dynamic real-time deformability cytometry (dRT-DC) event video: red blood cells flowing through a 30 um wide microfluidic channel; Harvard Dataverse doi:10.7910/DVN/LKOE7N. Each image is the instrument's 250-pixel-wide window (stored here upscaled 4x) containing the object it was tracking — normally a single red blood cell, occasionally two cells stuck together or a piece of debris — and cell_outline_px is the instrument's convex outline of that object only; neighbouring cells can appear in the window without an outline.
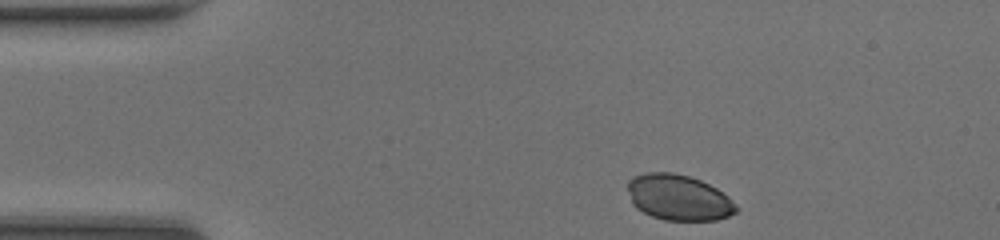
{"species": "common noctule bat (a hibernating species)", "species_latin": "Nyctalus noctula", "temperature_condition": "room temperature", "stored_images_in_passage": 41, "camera_frame_rate_fps": 3000, "um_per_image_px": 0.085, "animal": {"sex": "female", "body_mass_g": 20.0, "forearm_length_mm": 54.0}, "frame": {"image": 1, "passage_image": 1, "time_ms": 0.0, "image_size_px": [1000, 240], "cell_outline_px": [[740, 208], [736, 212], [728, 216], [716, 220], [664, 220], [652, 216], [636, 208], [632, 204], [628, 188], [628, 180], [632, 176], [644, 172], [672, 172], [688, 176], [700, 180], [716, 188], [728, 196]], "centroid_in_image_um": [57.68, 16.78], "position_along_channel_um": 27.3, "area_um2": 29.02}}
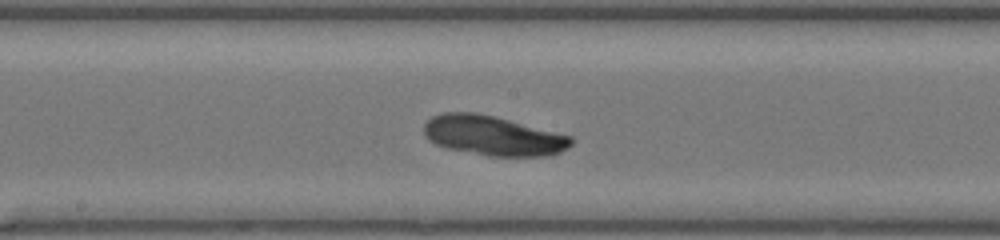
{"frame": {"image": 2, "passage_image": 18, "time_ms": 5.667, "image_size_px": [1000, 240], "cell_outline_px": [[572, 144], [568, 148], [552, 156], [488, 156], [448, 148], [436, 144], [428, 140], [424, 136], [424, 124], [432, 116], [440, 112], [476, 112], [572, 136]], "centroid_in_image_um": [41.89, 11.53], "position_along_channel_um": 206.3, "area_um2": 34.04}}
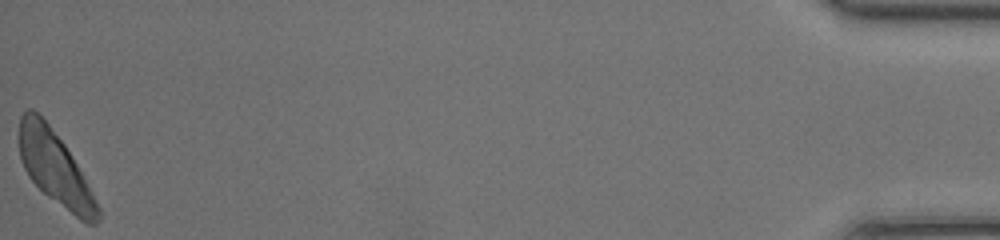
{"frame": {"image": 3, "passage_image": 41, "time_ms": 13.333, "image_size_px": [1000, 240], "cell_outline_px": [[100, 220], [96, 224], [88, 224], [80, 220], [48, 196], [28, 176], [20, 160], [20, 116], [28, 108], [32, 108], [48, 124], [64, 144], [76, 164], [92, 192], [100, 208]], "centroid_in_image_um": [4.68, 14.32], "position_along_channel_um": 430.5, "area_um2": 32.89}}